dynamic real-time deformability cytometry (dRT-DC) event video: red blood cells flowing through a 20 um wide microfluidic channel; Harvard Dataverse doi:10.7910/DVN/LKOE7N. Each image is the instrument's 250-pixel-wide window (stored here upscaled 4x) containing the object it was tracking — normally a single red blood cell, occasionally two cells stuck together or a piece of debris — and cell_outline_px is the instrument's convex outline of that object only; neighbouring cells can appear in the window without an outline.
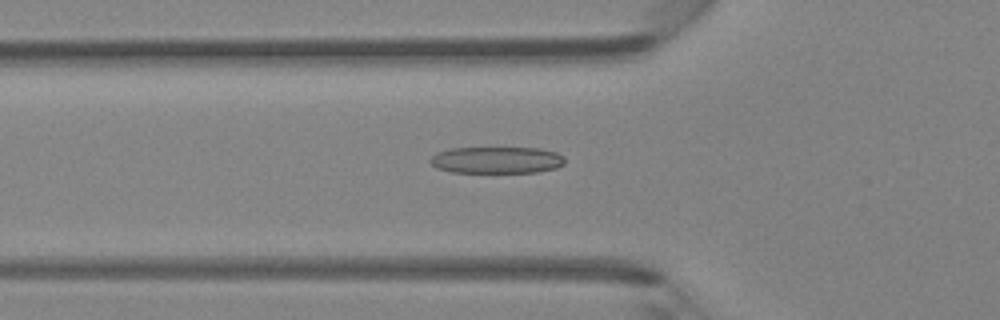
{"species": "Egyptian fruit bat (a non-hibernating species)", "species_latin": "Rousettus aegyptiacus", "temperature_condition": "room temperature", "stored_images_in_passage": 41, "camera_frame_rate_fps": 3000, "um_per_image_px": 0.085, "animal": {"sex": "female"}, "frame": {"image": 1, "passage_image": 16, "time_ms": 5.0, "image_size_px": [1000, 320], "cell_outline_px": [[564, 164], [556, 168], [536, 172], [452, 172], [436, 168], [428, 160], [436, 152], [452, 148], [540, 148], [556, 152], [564, 156]], "centroid_in_image_um": [42.21, 13.6], "position_along_channel_um": 83.6, "area_um2": 20.98}}
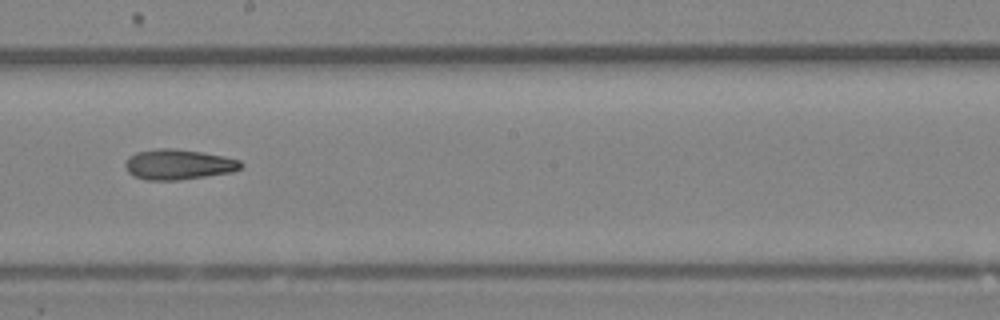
{"frame": {"image": 2, "passage_image": 26, "time_ms": 8.333, "image_size_px": [1000, 320], "cell_outline_px": [[244, 168], [232, 172], [180, 180], [144, 180], [132, 176], [128, 172], [124, 164], [128, 156], [136, 152], [156, 148], [172, 148], [204, 152], [224, 156], [240, 160], [244, 164]], "centroid_in_image_um": [15.17, 13.98], "position_along_channel_um": 233.0, "area_um2": 20.81}}
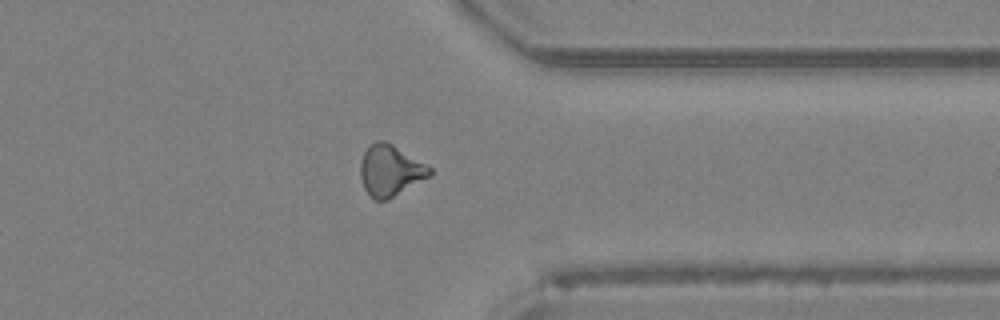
{"frame": {"image": 3, "passage_image": 36, "time_ms": 11.667, "image_size_px": [1000, 320], "cell_outline_px": [[432, 172], [428, 176], [388, 200], [376, 200], [364, 188], [360, 176], [360, 160], [364, 152], [376, 140], [384, 140], [392, 144], [428, 164], [432, 168]], "centroid_in_image_um": [33.17, 14.47], "position_along_channel_um": 378.2, "area_um2": 20.46}}